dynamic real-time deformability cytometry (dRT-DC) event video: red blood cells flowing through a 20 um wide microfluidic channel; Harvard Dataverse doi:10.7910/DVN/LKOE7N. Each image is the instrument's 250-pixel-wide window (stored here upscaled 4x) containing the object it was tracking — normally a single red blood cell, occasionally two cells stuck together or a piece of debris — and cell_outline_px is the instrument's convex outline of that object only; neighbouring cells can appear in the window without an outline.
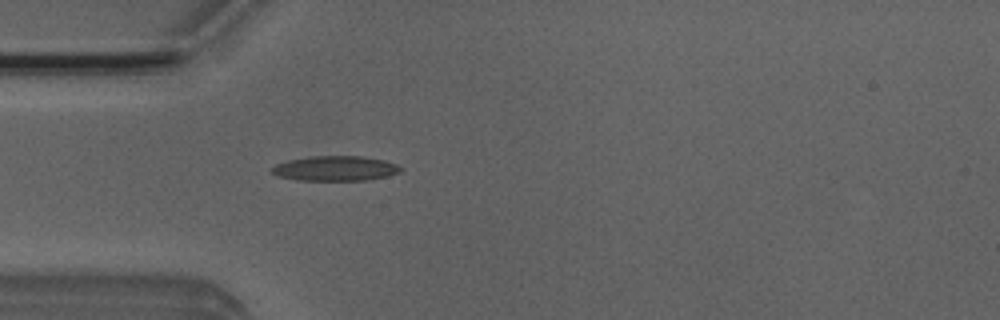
{"species": "Egyptian fruit bat (a non-hibernating species)", "species_latin": "Rousettus aegyptiacus", "temperature_condition": "room temperature", "stored_images_in_passage": 5, "camera_frame_rate_fps": 3000, "um_per_image_px": 0.085, "animal": {"sex": "male"}, "frame": {"image": 1, "passage_image": 5, "time_ms": 4.667, "image_size_px": [1000, 320], "cell_outline_px": [[404, 168], [400, 172], [388, 176], [364, 180], [296, 180], [280, 176], [272, 172], [272, 168], [276, 164], [288, 160], [312, 156], [360, 156], [384, 160], [396, 164]], "centroid_in_image_um": [28.53, 14.31], "position_along_channel_um": 56.5, "area_um2": 18.55}}